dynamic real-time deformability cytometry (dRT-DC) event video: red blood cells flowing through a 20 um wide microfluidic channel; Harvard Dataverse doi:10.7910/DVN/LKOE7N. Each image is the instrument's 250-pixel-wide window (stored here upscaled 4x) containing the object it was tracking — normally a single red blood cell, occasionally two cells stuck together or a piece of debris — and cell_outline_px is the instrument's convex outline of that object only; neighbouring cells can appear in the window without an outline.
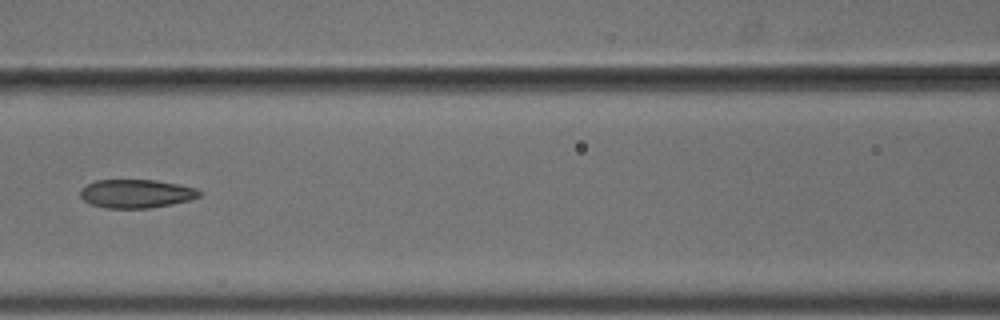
{"species": "common noctule bat (a hibernating species)", "species_latin": "Nyctalus noctula", "temperature_condition": "cold", "stored_images_in_passage": 8, "camera_frame_rate_fps": 3000, "um_per_image_px": 0.085, "animal": {"sex": "male", "body_mass_g": 18.8}, "frame": {"image": 1, "passage_image": 8, "time_ms": 2.333, "image_size_px": [1000, 320], "cell_outline_px": [[200, 196], [188, 200], [172, 204], [148, 208], [104, 208], [92, 204], [84, 200], [80, 196], [80, 192], [88, 184], [96, 180], [156, 180], [196, 188], [200, 192]], "centroid_in_image_um": [11.57, 16.46], "position_along_channel_um": 155.0, "area_um2": 19.54}}